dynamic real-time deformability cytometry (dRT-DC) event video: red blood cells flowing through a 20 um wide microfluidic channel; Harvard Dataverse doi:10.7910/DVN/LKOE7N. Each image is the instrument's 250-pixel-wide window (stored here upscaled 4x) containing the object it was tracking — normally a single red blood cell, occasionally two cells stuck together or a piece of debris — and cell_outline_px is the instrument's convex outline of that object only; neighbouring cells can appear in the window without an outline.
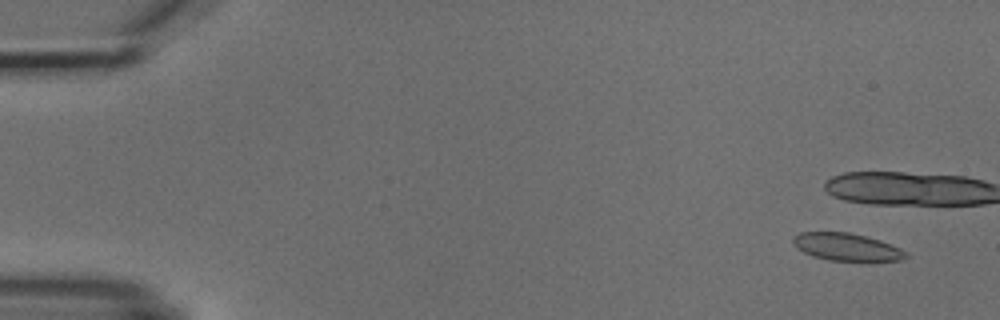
{"species": "common noctule bat (a hibernating species)", "species_latin": "Nyctalus noctula", "temperature_condition": "cold", "stored_images_in_passage": 6, "camera_frame_rate_fps": 3000, "um_per_image_px": 0.085, "animal": {"sex": "male", "body_mass_g": 18.8}, "frame": {"image": 1, "passage_image": 2, "time_ms": 1.0, "image_size_px": [1000, 320], "cell_outline_px": [[908, 256], [900, 260], [868, 264], [828, 260], [812, 256], [796, 248], [792, 244], [792, 236], [800, 232], [848, 232], [880, 240], [900, 248], [908, 252]], "centroid_in_image_um": [72.0, 21.05], "position_along_channel_um": 13.0, "area_um2": 19.02}}
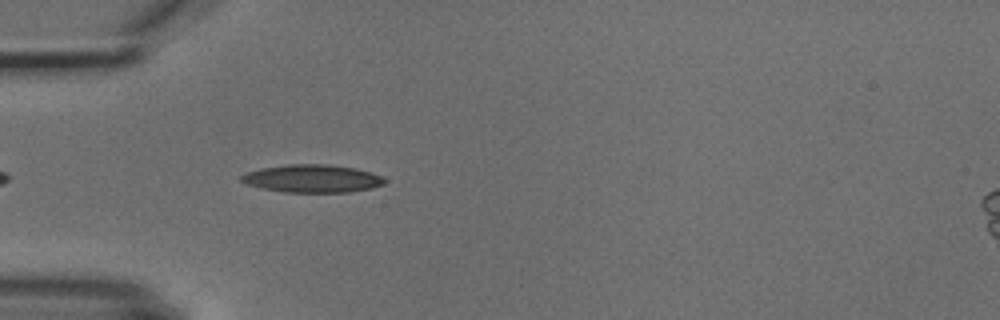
{"frame": {"image": 2, "passage_image": 6, "time_ms": 6.667, "image_size_px": [1000, 320], "cell_outline_px": [[384, 184], [372, 188], [348, 192], [284, 192], [260, 188], [248, 184], [240, 180], [240, 176], [248, 172], [260, 168], [288, 164], [328, 164], [356, 168], [380, 176], [384, 180]], "centroid_in_image_um": [26.51, 15.17], "position_along_channel_um": 58.5, "area_um2": 23.12}}